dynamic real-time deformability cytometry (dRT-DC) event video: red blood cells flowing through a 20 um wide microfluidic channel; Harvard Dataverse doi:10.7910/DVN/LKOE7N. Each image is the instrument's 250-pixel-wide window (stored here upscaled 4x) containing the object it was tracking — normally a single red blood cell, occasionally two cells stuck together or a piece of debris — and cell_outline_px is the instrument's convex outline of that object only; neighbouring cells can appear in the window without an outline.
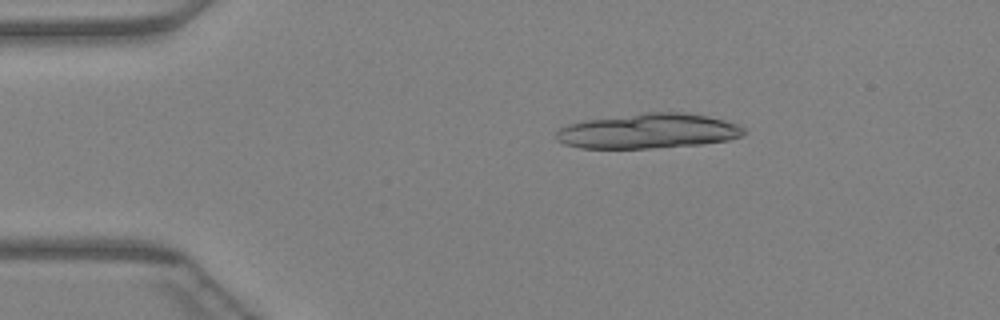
{"species": "Egyptian fruit bat (a non-hibernating species)", "species_latin": "Rousettus aegyptiacus", "temperature_condition": "warm", "stored_images_in_passage": 18, "camera_frame_rate_fps": 3000, "um_per_image_px": 0.085, "animal": {"sex": "female"}, "frame": {"image": 1, "passage_image": 8, "time_ms": 2.333, "image_size_px": [1000, 320], "cell_outline_px": [[744, 132], [740, 136], [728, 140], [700, 144], [648, 148], [580, 148], [564, 144], [556, 140], [556, 132], [560, 128], [568, 124], [588, 120], [644, 112], [684, 112], [708, 116], [740, 124], [744, 128]], "centroid_in_image_um": [55.1, 11.13], "position_along_channel_um": 29.9, "area_um2": 38.09}}